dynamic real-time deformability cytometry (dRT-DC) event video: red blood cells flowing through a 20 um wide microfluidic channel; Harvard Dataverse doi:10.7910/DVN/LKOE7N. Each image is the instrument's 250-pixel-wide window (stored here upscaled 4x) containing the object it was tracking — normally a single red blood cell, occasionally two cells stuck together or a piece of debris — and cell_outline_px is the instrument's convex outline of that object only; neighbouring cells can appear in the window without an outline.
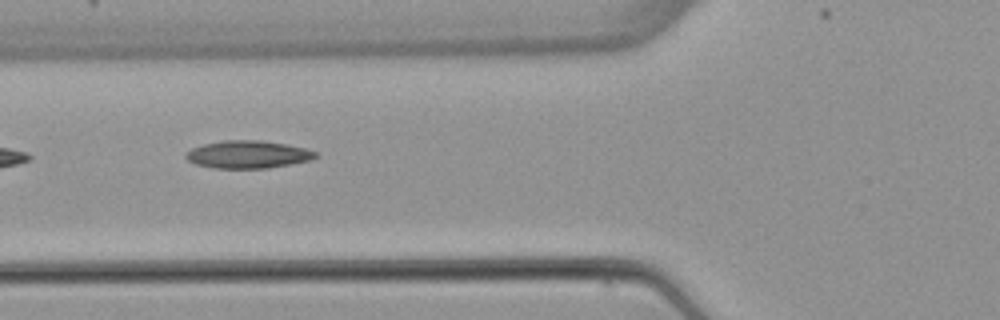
{"species": "common noctule bat (a hibernating species)", "species_latin": "Nyctalus noctula", "temperature_condition": "warm", "stored_images_in_passage": 6, "camera_frame_rate_fps": 3000, "um_per_image_px": 0.085, "animal": {"sex": "female", "body_mass_g": 22.7, "forearm_length_mm": 54.2}, "frame": {"image": 1, "passage_image": 5, "time_ms": 5.0, "image_size_px": [1000, 320], "cell_outline_px": [[320, 156], [308, 160], [292, 164], [268, 168], [212, 168], [196, 164], [188, 160], [184, 156], [184, 152], [192, 148], [204, 144], [224, 140], [260, 140], [284, 144], [304, 148], [316, 152]], "centroid_in_image_um": [21.04, 13.13], "position_along_channel_um": 104.8, "area_um2": 20.87}}
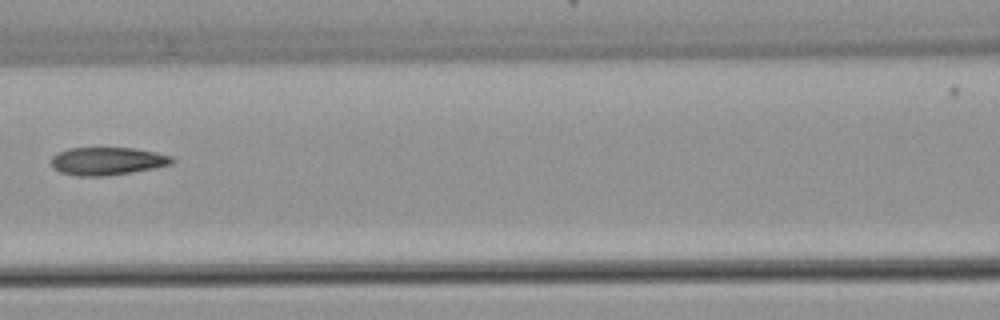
{"frame": {"image": 2, "passage_image": 6, "time_ms": 6.333, "image_size_px": [1000, 320], "cell_outline_px": [[176, 160], [172, 164], [132, 172], [108, 176], [80, 176], [60, 172], [52, 168], [52, 156], [68, 148], [132, 148], [156, 152], [172, 156]], "centroid_in_image_um": [9.14, 13.7], "position_along_channel_um": 157.5, "area_um2": 19.59}}